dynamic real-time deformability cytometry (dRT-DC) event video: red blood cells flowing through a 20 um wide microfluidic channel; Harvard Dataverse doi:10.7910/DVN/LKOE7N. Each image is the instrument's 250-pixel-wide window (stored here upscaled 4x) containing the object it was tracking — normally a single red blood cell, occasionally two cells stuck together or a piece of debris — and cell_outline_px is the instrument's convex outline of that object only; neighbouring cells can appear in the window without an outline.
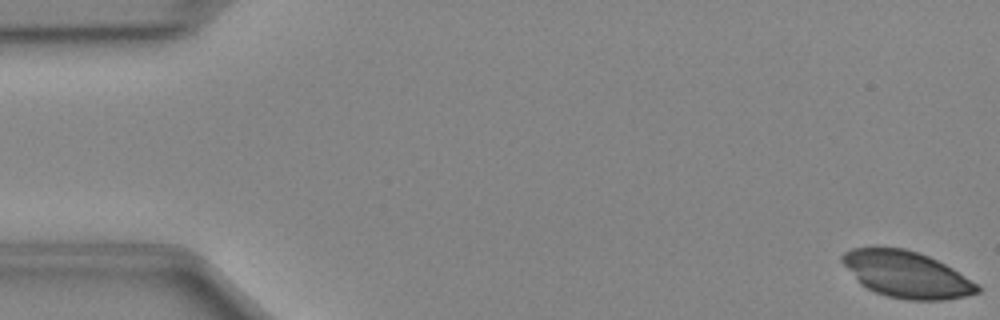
{"species": "Egyptian fruit bat (a non-hibernating species)", "species_latin": "Rousettus aegyptiacus", "temperature_condition": "cold", "stored_images_in_passage": 48, "camera_frame_rate_fps": 3000, "um_per_image_px": 0.085, "animal": {"sex": "female"}, "frame": {"image": 1, "passage_image": 1, "time_ms": 0.0, "image_size_px": [1000, 320], "cell_outline_px": [[980, 292], [964, 296], [944, 300], [908, 300], [888, 296], [876, 292], [860, 284], [856, 280], [840, 260], [840, 256], [844, 252], [852, 248], [904, 248], [928, 256], [952, 268], [980, 284]], "centroid_in_image_um": [77.06, 23.34], "position_along_channel_um": 7.9, "area_um2": 36.36}}